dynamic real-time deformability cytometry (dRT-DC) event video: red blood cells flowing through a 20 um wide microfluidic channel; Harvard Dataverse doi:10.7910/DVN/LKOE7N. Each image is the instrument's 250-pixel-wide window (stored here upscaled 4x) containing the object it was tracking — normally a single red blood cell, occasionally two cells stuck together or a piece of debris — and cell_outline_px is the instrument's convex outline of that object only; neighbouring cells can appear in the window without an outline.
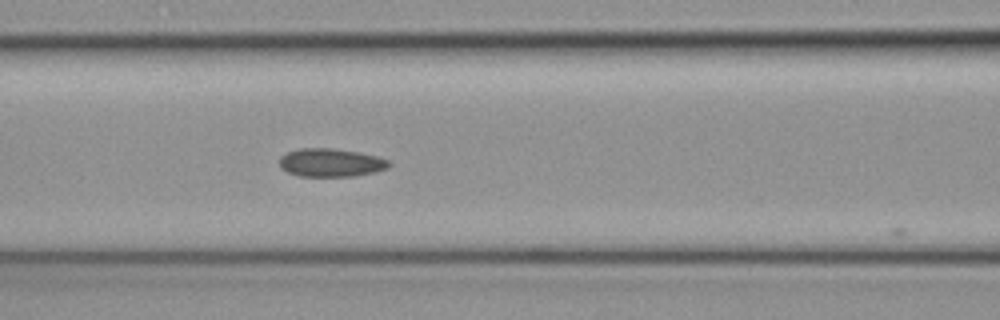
{"species": "common noctule bat (a hibernating species)", "species_latin": "Nyctalus noctula", "temperature_condition": "cold", "stored_images_in_passage": 8, "camera_frame_rate_fps": 3000, "um_per_image_px": 0.085, "animal": {"sex": "female", "body_mass_g": 19.3, "forearm_length_mm": 54.1}, "frame": {"image": 1, "passage_image": 8, "time_ms": 2.333, "image_size_px": [1000, 320], "cell_outline_px": [[392, 164], [388, 168], [376, 172], [356, 176], [296, 176], [280, 168], [280, 156], [288, 152], [300, 148], [332, 148], [356, 152], [376, 156], [388, 160]], "centroid_in_image_um": [28.12, 13.83], "position_along_channel_um": 138.5, "area_um2": 18.09}}